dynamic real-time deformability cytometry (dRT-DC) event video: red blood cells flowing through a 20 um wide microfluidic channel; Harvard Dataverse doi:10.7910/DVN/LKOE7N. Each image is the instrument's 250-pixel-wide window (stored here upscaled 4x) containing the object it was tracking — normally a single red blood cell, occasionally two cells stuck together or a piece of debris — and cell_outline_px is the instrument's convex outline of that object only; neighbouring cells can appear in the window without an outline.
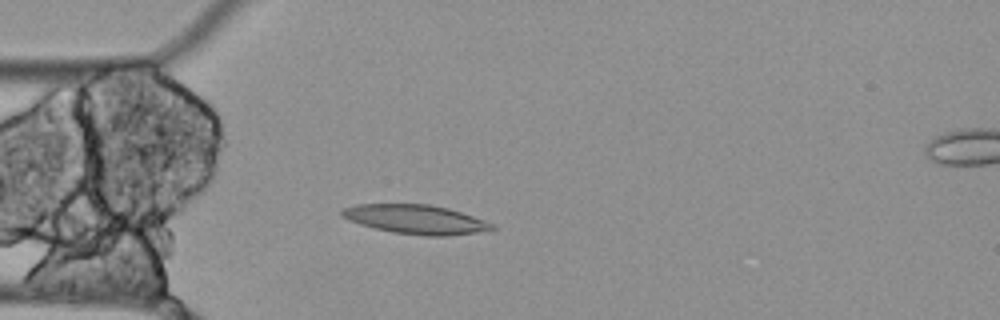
{"species": "Egyptian fruit bat (a non-hibernating species)", "species_latin": "Rousettus aegyptiacus", "temperature_condition": "cold", "stored_images_in_passage": 55, "camera_frame_rate_fps": 3000, "um_per_image_px": 0.085, "animal": {"sex": "female"}, "frame": {"image": 1, "passage_image": 14, "time_ms": 4.333, "image_size_px": [1000, 320], "cell_outline_px": [[496, 228], [476, 232], [448, 236], [424, 236], [392, 232], [360, 224], [348, 220], [340, 212], [344, 208], [356, 204], [428, 204], [448, 208], [496, 224]], "centroid_in_image_um": [35.35, 18.65], "position_along_channel_um": 49.7, "area_um2": 25.32}}
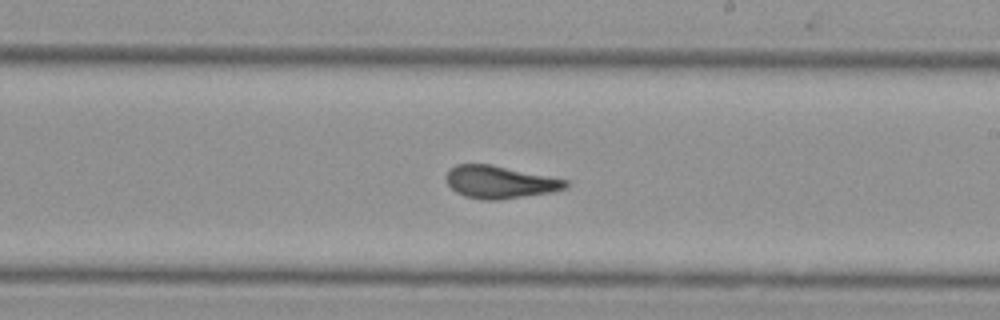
{"frame": {"image": 2, "passage_image": 31, "time_ms": 10.0, "image_size_px": [1000, 320], "cell_outline_px": [[568, 188], [552, 192], [500, 200], [484, 200], [464, 196], [456, 192], [444, 180], [444, 176], [448, 168], [456, 164], [492, 164], [568, 180]], "centroid_in_image_um": [42.45, 15.47], "position_along_channel_um": 246.5, "area_um2": 23.0}}
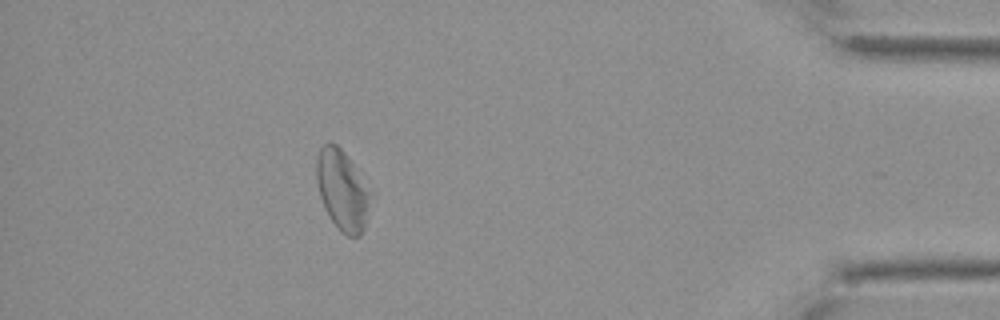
{"frame": {"image": 3, "passage_image": 49, "time_ms": 16.0, "image_size_px": [1000, 320], "cell_outline_px": [[368, 200], [364, 228], [360, 236], [348, 236], [340, 232], [324, 208], [320, 196], [316, 180], [316, 160], [320, 148], [324, 144], [336, 144], [344, 152], [352, 164], [368, 192]], "centroid_in_image_um": [29.02, 16.18], "position_along_channel_um": 406.2, "area_um2": 24.16}, "authors_computed_cell_mechanics": {"area_um2": 24.565, "velocity_mm_per_s": 3.4732, "shape_relaxation_time_tau1_ms": 0.0366, "shape_relaxation_time_tau2_ms": 10.8578, "deformation_change_tau1": 0.02, "deformation_change_tau2": 0.0775}}